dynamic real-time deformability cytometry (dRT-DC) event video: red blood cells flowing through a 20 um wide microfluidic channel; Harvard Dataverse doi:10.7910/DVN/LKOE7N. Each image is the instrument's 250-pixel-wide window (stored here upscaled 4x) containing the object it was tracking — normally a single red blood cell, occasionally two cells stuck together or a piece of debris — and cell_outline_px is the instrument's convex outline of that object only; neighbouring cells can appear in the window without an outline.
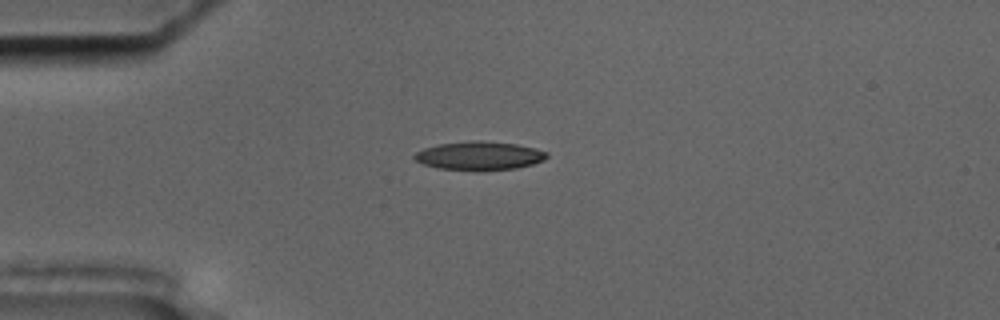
{"species": "common noctule bat (a hibernating species)", "species_latin": "Nyctalus noctula", "temperature_condition": "cold", "stored_images_in_passage": 44, "camera_frame_rate_fps": 3000, "um_per_image_px": 0.085, "animal": {"sex": "male", "body_mass_g": 17.5, "forearm_length_mm": 52.3}, "frame": {"image": 1, "passage_image": 2, "time_ms": 0.333, "image_size_px": [1000, 320], "cell_outline_px": [[548, 156], [544, 160], [532, 164], [516, 168], [440, 168], [424, 164], [416, 160], [412, 156], [416, 152], [424, 148], [440, 144], [472, 140], [484, 140], [516, 144], [536, 148], [548, 152]], "centroid_in_image_um": [40.78, 13.19], "position_along_channel_um": 44.2, "area_um2": 21.27}}
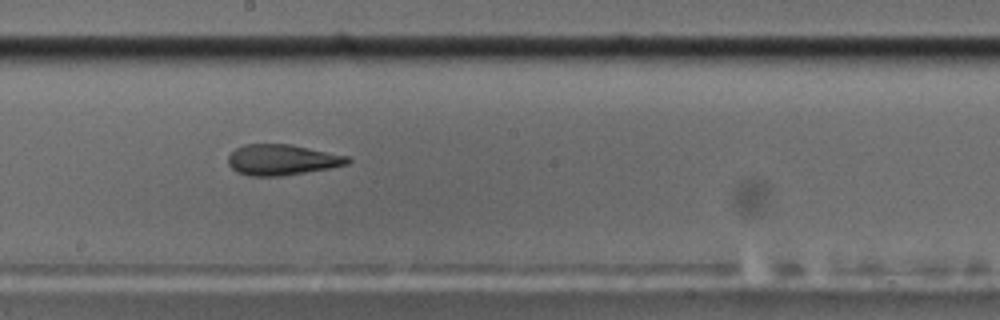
{"frame": {"image": 2, "passage_image": 19, "time_ms": 6.0, "image_size_px": [1000, 320], "cell_outline_px": [[352, 160], [348, 164], [332, 168], [284, 176], [248, 176], [236, 172], [228, 164], [228, 156], [236, 148], [244, 144], [288, 144], [352, 156]], "centroid_in_image_um": [24.01, 13.59], "position_along_channel_um": 224.2, "area_um2": 21.73}}
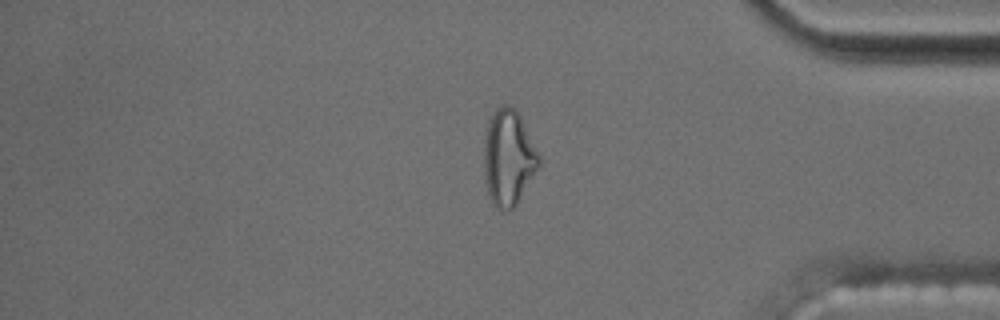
{"frame": {"image": 3, "passage_image": 35, "time_ms": 11.333, "image_size_px": [1000, 320], "cell_outline_px": [[540, 164], [516, 204], [512, 208], [500, 208], [492, 204], [488, 192], [484, 176], [484, 136], [488, 116], [496, 108], [504, 104], [508, 104], [520, 116], [540, 156]], "centroid_in_image_um": [43.18, 13.35], "position_along_channel_um": 392.0, "area_um2": 30.4}, "authors_computed_cell_mechanics": {"area_um2": 22.0796, "velocity_mm_per_s": 3.5486, "shape_relaxation_time_tau1_ms": null, "shape_relaxation_time_tau2_ms": 2.6524, "deformation_change_tau1": null, "deformation_change_tau2": 0.12}}